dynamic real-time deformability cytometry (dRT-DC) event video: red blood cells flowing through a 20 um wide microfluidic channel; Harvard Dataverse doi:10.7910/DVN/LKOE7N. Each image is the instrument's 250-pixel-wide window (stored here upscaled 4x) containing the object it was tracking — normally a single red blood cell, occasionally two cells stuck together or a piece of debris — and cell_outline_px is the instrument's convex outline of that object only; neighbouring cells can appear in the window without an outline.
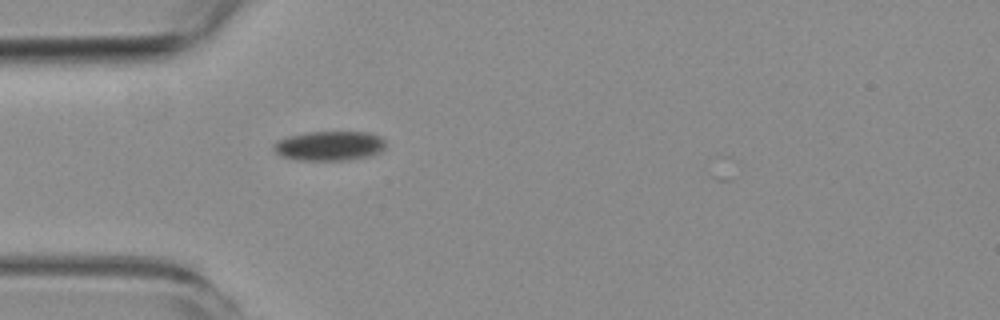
{"species": "common noctule bat (a hibernating species)", "species_latin": "Nyctalus noctula", "temperature_condition": "room temperature", "stored_images_in_passage": 5, "camera_frame_rate_fps": 3000, "um_per_image_px": 0.085, "animal": {"sex": "female", "body_mass_g": 19.3, "forearm_length_mm": 54.1}, "frame": {"image": 1, "passage_image": 5, "time_ms": 4.667, "image_size_px": [1000, 320], "cell_outline_px": [[384, 148], [380, 152], [372, 156], [348, 160], [296, 160], [280, 156], [272, 148], [272, 144], [276, 140], [288, 136], [308, 132], [368, 132], [380, 136], [384, 140]], "centroid_in_image_um": [27.97, 12.4], "position_along_channel_um": 57.0, "area_um2": 19.54}}